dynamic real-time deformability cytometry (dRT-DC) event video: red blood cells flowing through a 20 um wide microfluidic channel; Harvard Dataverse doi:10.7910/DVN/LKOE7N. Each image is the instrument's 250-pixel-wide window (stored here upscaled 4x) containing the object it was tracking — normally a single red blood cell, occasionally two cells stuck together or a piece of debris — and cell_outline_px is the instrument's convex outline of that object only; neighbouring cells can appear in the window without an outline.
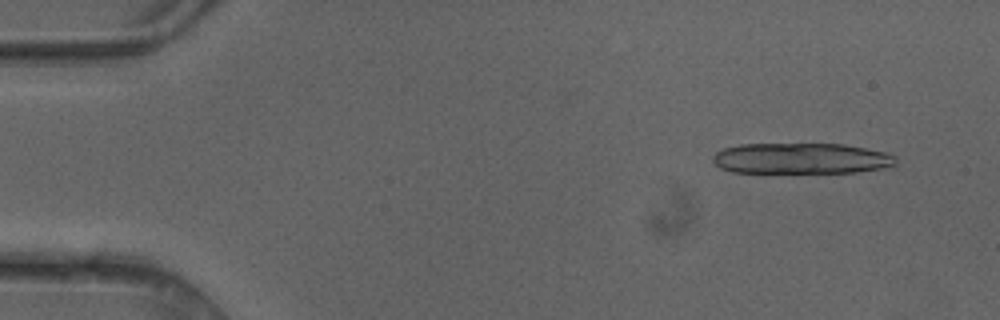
{"species": "common noctule bat (a hibernating species)", "species_latin": "Nyctalus noctula", "temperature_condition": "cold", "stored_images_in_passage": 16, "camera_frame_rate_fps": 3000, "um_per_image_px": 0.085, "animal": {"sex": "female"}, "frame": {"image": 1, "passage_image": 4, "time_ms": 1.0, "image_size_px": [1000, 320], "cell_outline_px": [[896, 164], [884, 168], [856, 172], [732, 172], [720, 168], [712, 160], [712, 156], [716, 152], [724, 148], [740, 144], [844, 144], [888, 152], [896, 156]], "centroid_in_image_um": [68.12, 13.46], "position_along_channel_um": 16.9, "area_um2": 32.95}}